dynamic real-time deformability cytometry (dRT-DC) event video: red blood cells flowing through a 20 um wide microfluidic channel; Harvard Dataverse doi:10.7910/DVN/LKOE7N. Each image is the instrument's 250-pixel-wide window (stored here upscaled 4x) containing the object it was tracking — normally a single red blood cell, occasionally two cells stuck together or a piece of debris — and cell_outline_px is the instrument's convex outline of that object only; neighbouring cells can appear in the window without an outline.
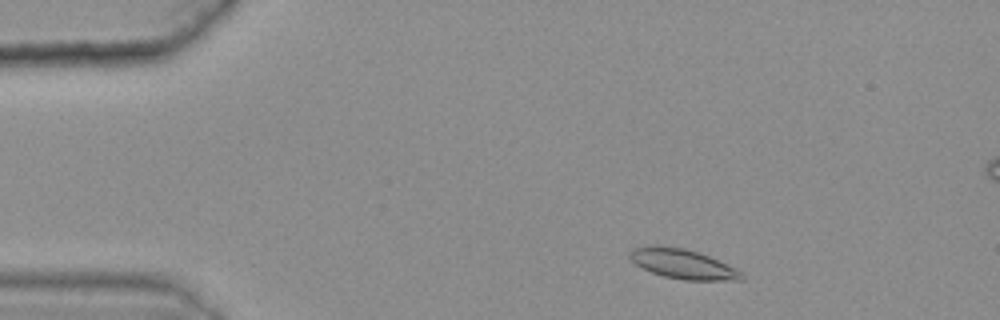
{"species": "common noctule bat (a hibernating species)", "species_latin": "Nyctalus noctula", "temperature_condition": "warm", "stored_images_in_passage": 41, "camera_frame_rate_fps": 3000, "um_per_image_px": 0.085, "animal": {"sex": "female", "body_mass_g": 25.1}, "frame": {"image": 1, "passage_image": 4, "time_ms": 1.0, "image_size_px": [1000, 320], "cell_outline_px": [[744, 280], [684, 280], [664, 276], [652, 272], [636, 264], [628, 256], [632, 248], [652, 244], [656, 244], [684, 248], [708, 256], [736, 268], [744, 272]], "centroid_in_image_um": [58.04, 22.42], "position_along_channel_um": 27.0, "area_um2": 19.36}}
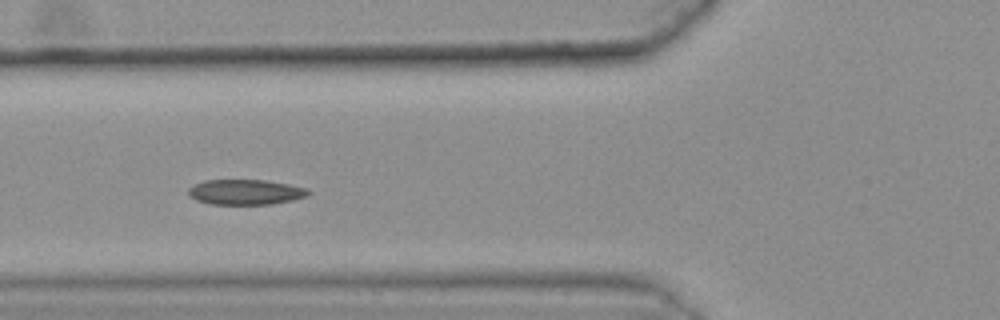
{"frame": {"image": 2, "passage_image": 16, "time_ms": 5.0, "image_size_px": [1000, 320], "cell_outline_px": [[312, 192], [308, 196], [292, 200], [272, 204], [212, 204], [196, 200], [188, 196], [188, 188], [192, 184], [204, 180], [264, 180], [288, 184], [308, 188]], "centroid_in_image_um": [20.86, 16.32], "position_along_channel_um": 104.9, "area_um2": 17.8}}
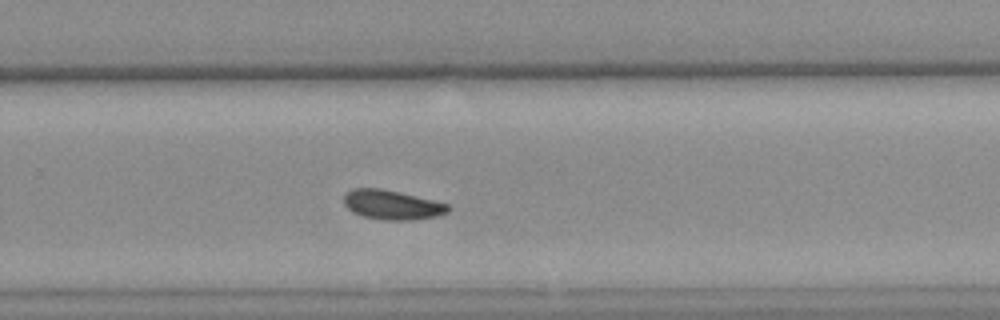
{"frame": {"image": 3, "passage_image": 32, "time_ms": 10.333, "image_size_px": [1000, 320], "cell_outline_px": [[448, 212], [436, 216], [412, 220], [384, 220], [364, 216], [352, 212], [344, 204], [344, 196], [352, 188], [380, 188], [432, 200], [448, 204]], "centroid_in_image_um": [33.29, 17.41], "position_along_channel_um": 296.5, "area_um2": 17.57}, "authors_computed_cell_mechanics": {"area_um2": 17.918, "velocity_mm_per_s": 3.598, "shape_relaxation_time_tau1_ms": 11.1529, "shape_relaxation_time_tau2_ms": null, "deformation_change_tau1": 0.1532, "deformation_change_tau2": null}}